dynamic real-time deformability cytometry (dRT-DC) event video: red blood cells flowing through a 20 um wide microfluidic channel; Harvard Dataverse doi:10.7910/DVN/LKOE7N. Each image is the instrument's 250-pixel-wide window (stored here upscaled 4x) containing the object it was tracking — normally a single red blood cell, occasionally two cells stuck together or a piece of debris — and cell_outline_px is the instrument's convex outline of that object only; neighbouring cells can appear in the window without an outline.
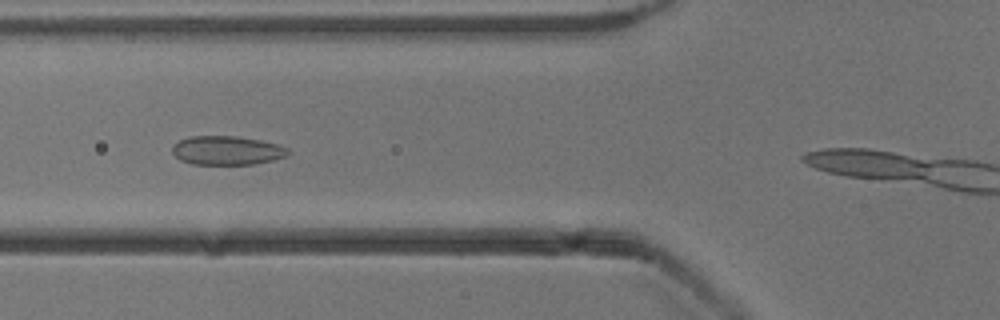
{"species": "common noctule bat (a hibernating species)", "species_latin": "Nyctalus noctula", "temperature_condition": "cold", "stored_images_in_passage": 40, "camera_frame_rate_fps": 3000, "um_per_image_px": 0.085, "animal": {"sex": "male", "body_mass_g": 13.3}, "frame": {"image": 1, "passage_image": 11, "time_ms": 3.333, "image_size_px": [1000, 320], "cell_outline_px": [[292, 152], [288, 156], [272, 160], [252, 164], [192, 164], [180, 160], [172, 152], [172, 144], [188, 136], [236, 136], [260, 140], [280, 144], [288, 148]], "centroid_in_image_um": [19.31, 12.78], "position_along_channel_um": 106.5, "area_um2": 19.71}}
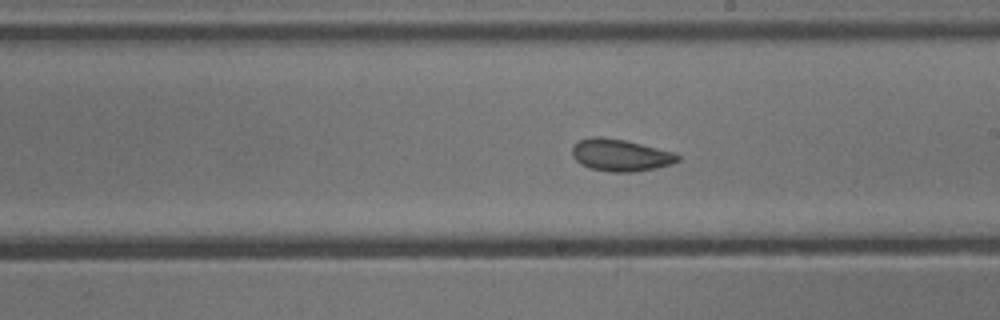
{"frame": {"image": 2, "passage_image": 21, "time_ms": 6.667, "image_size_px": [1000, 320], "cell_outline_px": [[680, 160], [672, 164], [656, 168], [632, 172], [612, 172], [592, 168], [580, 164], [572, 156], [572, 148], [580, 140], [592, 136], [600, 136], [624, 140], [676, 152], [680, 156]], "centroid_in_image_um": [52.77, 13.18], "position_along_channel_um": 236.2, "area_um2": 19.71}}
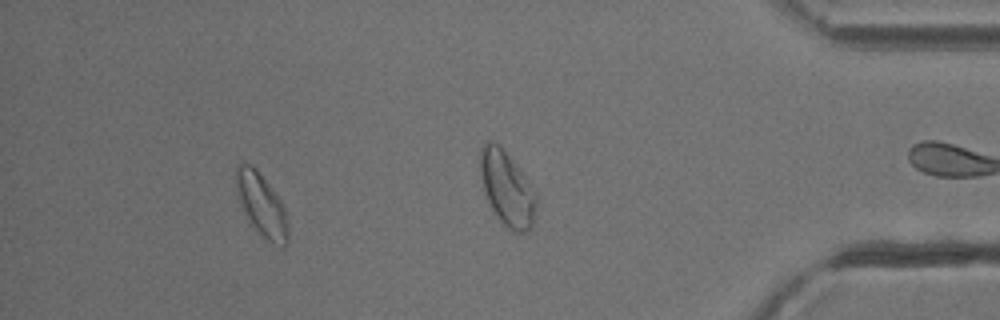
{"frame": {"image": 3, "passage_image": 35, "time_ms": 11.333, "image_size_px": [1000, 320], "cell_outline_px": [[288, 240], [284, 248], [268, 240], [248, 220], [240, 204], [236, 188], [236, 164], [248, 164], [256, 168], [284, 204], [288, 224]], "centroid_in_image_um": [22.25, 17.4], "position_along_channel_um": 413.0, "area_um2": 18.79}, "authors_computed_cell_mechanics": {"area_um2": 19.4786, "velocity_mm_per_s": 3.8872, "shape_relaxation_time_tau1_ms": 4.8612, "shape_relaxation_time_tau2_ms": 1.1828, "deformation_change_tau1": 0.0819, "deformation_change_tau2": 0.0549}}